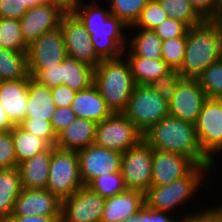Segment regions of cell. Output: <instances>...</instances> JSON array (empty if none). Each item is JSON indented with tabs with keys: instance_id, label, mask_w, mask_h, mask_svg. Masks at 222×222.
I'll use <instances>...</instances> for the list:
<instances>
[{
	"instance_id": "8fae6325",
	"label": "cell",
	"mask_w": 222,
	"mask_h": 222,
	"mask_svg": "<svg viewBox=\"0 0 222 222\" xmlns=\"http://www.w3.org/2000/svg\"><path fill=\"white\" fill-rule=\"evenodd\" d=\"M105 198L87 185L62 200L61 222H100Z\"/></svg>"
},
{
	"instance_id": "2e32d148",
	"label": "cell",
	"mask_w": 222,
	"mask_h": 222,
	"mask_svg": "<svg viewBox=\"0 0 222 222\" xmlns=\"http://www.w3.org/2000/svg\"><path fill=\"white\" fill-rule=\"evenodd\" d=\"M196 164L187 156L152 149L151 186H165L186 176Z\"/></svg>"
},
{
	"instance_id": "52a82bcc",
	"label": "cell",
	"mask_w": 222,
	"mask_h": 222,
	"mask_svg": "<svg viewBox=\"0 0 222 222\" xmlns=\"http://www.w3.org/2000/svg\"><path fill=\"white\" fill-rule=\"evenodd\" d=\"M82 186L77 152L52 146L46 189L62 201Z\"/></svg>"
},
{
	"instance_id": "e0dca14e",
	"label": "cell",
	"mask_w": 222,
	"mask_h": 222,
	"mask_svg": "<svg viewBox=\"0 0 222 222\" xmlns=\"http://www.w3.org/2000/svg\"><path fill=\"white\" fill-rule=\"evenodd\" d=\"M63 15L57 7L49 3L29 8L19 20L25 43L29 46L43 34L60 27Z\"/></svg>"
},
{
	"instance_id": "c3c4849f",
	"label": "cell",
	"mask_w": 222,
	"mask_h": 222,
	"mask_svg": "<svg viewBox=\"0 0 222 222\" xmlns=\"http://www.w3.org/2000/svg\"><path fill=\"white\" fill-rule=\"evenodd\" d=\"M192 7L204 20L217 19L216 0H189Z\"/></svg>"
},
{
	"instance_id": "f6af8a7d",
	"label": "cell",
	"mask_w": 222,
	"mask_h": 222,
	"mask_svg": "<svg viewBox=\"0 0 222 222\" xmlns=\"http://www.w3.org/2000/svg\"><path fill=\"white\" fill-rule=\"evenodd\" d=\"M28 11L22 0H0V18L20 20Z\"/></svg>"
},
{
	"instance_id": "8d00e7d4",
	"label": "cell",
	"mask_w": 222,
	"mask_h": 222,
	"mask_svg": "<svg viewBox=\"0 0 222 222\" xmlns=\"http://www.w3.org/2000/svg\"><path fill=\"white\" fill-rule=\"evenodd\" d=\"M168 17L165 10L160 6L157 0H150L142 9L136 22L130 26L154 30Z\"/></svg>"
},
{
	"instance_id": "484cf974",
	"label": "cell",
	"mask_w": 222,
	"mask_h": 222,
	"mask_svg": "<svg viewBox=\"0 0 222 222\" xmlns=\"http://www.w3.org/2000/svg\"><path fill=\"white\" fill-rule=\"evenodd\" d=\"M130 68L133 80L137 85H147L166 75L172 69L161 59H146L136 55H125Z\"/></svg>"
},
{
	"instance_id": "bcb514c9",
	"label": "cell",
	"mask_w": 222,
	"mask_h": 222,
	"mask_svg": "<svg viewBox=\"0 0 222 222\" xmlns=\"http://www.w3.org/2000/svg\"><path fill=\"white\" fill-rule=\"evenodd\" d=\"M76 118L71 107H56L51 124L56 135L69 126Z\"/></svg>"
},
{
	"instance_id": "7a4b0ae2",
	"label": "cell",
	"mask_w": 222,
	"mask_h": 222,
	"mask_svg": "<svg viewBox=\"0 0 222 222\" xmlns=\"http://www.w3.org/2000/svg\"><path fill=\"white\" fill-rule=\"evenodd\" d=\"M143 139L152 149L178 153L190 158L196 165L214 164L202 151L195 124L167 116L154 124L143 134Z\"/></svg>"
},
{
	"instance_id": "db71d44e",
	"label": "cell",
	"mask_w": 222,
	"mask_h": 222,
	"mask_svg": "<svg viewBox=\"0 0 222 222\" xmlns=\"http://www.w3.org/2000/svg\"><path fill=\"white\" fill-rule=\"evenodd\" d=\"M216 5H217V17L220 12H222V0H216Z\"/></svg>"
},
{
	"instance_id": "cb8c5ba5",
	"label": "cell",
	"mask_w": 222,
	"mask_h": 222,
	"mask_svg": "<svg viewBox=\"0 0 222 222\" xmlns=\"http://www.w3.org/2000/svg\"><path fill=\"white\" fill-rule=\"evenodd\" d=\"M56 109L51 88L41 85L28 76V101L25 119H45L51 121Z\"/></svg>"
},
{
	"instance_id": "e575fe53",
	"label": "cell",
	"mask_w": 222,
	"mask_h": 222,
	"mask_svg": "<svg viewBox=\"0 0 222 222\" xmlns=\"http://www.w3.org/2000/svg\"><path fill=\"white\" fill-rule=\"evenodd\" d=\"M87 186L103 198H109L127 190L121 171L100 175Z\"/></svg>"
},
{
	"instance_id": "5bb4252c",
	"label": "cell",
	"mask_w": 222,
	"mask_h": 222,
	"mask_svg": "<svg viewBox=\"0 0 222 222\" xmlns=\"http://www.w3.org/2000/svg\"><path fill=\"white\" fill-rule=\"evenodd\" d=\"M77 154L83 185H88L100 175L121 171L122 153L91 144Z\"/></svg>"
},
{
	"instance_id": "5b68a950",
	"label": "cell",
	"mask_w": 222,
	"mask_h": 222,
	"mask_svg": "<svg viewBox=\"0 0 222 222\" xmlns=\"http://www.w3.org/2000/svg\"><path fill=\"white\" fill-rule=\"evenodd\" d=\"M212 171L207 165H196L186 176L165 186H151L145 193V203L153 209L172 213L177 206L192 200L205 183V173ZM205 177V178H204ZM192 198L190 199V197Z\"/></svg>"
},
{
	"instance_id": "603a6c76",
	"label": "cell",
	"mask_w": 222,
	"mask_h": 222,
	"mask_svg": "<svg viewBox=\"0 0 222 222\" xmlns=\"http://www.w3.org/2000/svg\"><path fill=\"white\" fill-rule=\"evenodd\" d=\"M51 154L52 146L18 165L22 188H47Z\"/></svg>"
},
{
	"instance_id": "ac0fdd59",
	"label": "cell",
	"mask_w": 222,
	"mask_h": 222,
	"mask_svg": "<svg viewBox=\"0 0 222 222\" xmlns=\"http://www.w3.org/2000/svg\"><path fill=\"white\" fill-rule=\"evenodd\" d=\"M62 201L47 189L23 188L10 216H61Z\"/></svg>"
},
{
	"instance_id": "7402d4cb",
	"label": "cell",
	"mask_w": 222,
	"mask_h": 222,
	"mask_svg": "<svg viewBox=\"0 0 222 222\" xmlns=\"http://www.w3.org/2000/svg\"><path fill=\"white\" fill-rule=\"evenodd\" d=\"M70 107L77 118L96 123H100L113 114L94 84L85 90L78 91Z\"/></svg>"
},
{
	"instance_id": "ab89813d",
	"label": "cell",
	"mask_w": 222,
	"mask_h": 222,
	"mask_svg": "<svg viewBox=\"0 0 222 222\" xmlns=\"http://www.w3.org/2000/svg\"><path fill=\"white\" fill-rule=\"evenodd\" d=\"M190 27L178 20L167 17L158 27L153 31L162 40H168L176 37L187 36Z\"/></svg>"
},
{
	"instance_id": "9a60e30c",
	"label": "cell",
	"mask_w": 222,
	"mask_h": 222,
	"mask_svg": "<svg viewBox=\"0 0 222 222\" xmlns=\"http://www.w3.org/2000/svg\"><path fill=\"white\" fill-rule=\"evenodd\" d=\"M206 99V94L197 79L183 78L168 103L169 115L195 124Z\"/></svg>"
},
{
	"instance_id": "1f68e13d",
	"label": "cell",
	"mask_w": 222,
	"mask_h": 222,
	"mask_svg": "<svg viewBox=\"0 0 222 222\" xmlns=\"http://www.w3.org/2000/svg\"><path fill=\"white\" fill-rule=\"evenodd\" d=\"M168 17L181 21L189 27L201 24L204 19L192 7L189 0H157Z\"/></svg>"
},
{
	"instance_id": "6da1fadb",
	"label": "cell",
	"mask_w": 222,
	"mask_h": 222,
	"mask_svg": "<svg viewBox=\"0 0 222 222\" xmlns=\"http://www.w3.org/2000/svg\"><path fill=\"white\" fill-rule=\"evenodd\" d=\"M94 1L84 2L73 14L85 26L95 52L102 60L119 58L127 47L129 36L123 32L128 26Z\"/></svg>"
},
{
	"instance_id": "d590c367",
	"label": "cell",
	"mask_w": 222,
	"mask_h": 222,
	"mask_svg": "<svg viewBox=\"0 0 222 222\" xmlns=\"http://www.w3.org/2000/svg\"><path fill=\"white\" fill-rule=\"evenodd\" d=\"M186 49V36L162 41L161 58L172 70H179Z\"/></svg>"
},
{
	"instance_id": "30bf717a",
	"label": "cell",
	"mask_w": 222,
	"mask_h": 222,
	"mask_svg": "<svg viewBox=\"0 0 222 222\" xmlns=\"http://www.w3.org/2000/svg\"><path fill=\"white\" fill-rule=\"evenodd\" d=\"M195 129L203 153L215 163L213 155L222 152V99H206Z\"/></svg>"
},
{
	"instance_id": "4fadbf2b",
	"label": "cell",
	"mask_w": 222,
	"mask_h": 222,
	"mask_svg": "<svg viewBox=\"0 0 222 222\" xmlns=\"http://www.w3.org/2000/svg\"><path fill=\"white\" fill-rule=\"evenodd\" d=\"M67 57L60 27L49 31L28 46V70H42L60 64Z\"/></svg>"
},
{
	"instance_id": "8992f818",
	"label": "cell",
	"mask_w": 222,
	"mask_h": 222,
	"mask_svg": "<svg viewBox=\"0 0 222 222\" xmlns=\"http://www.w3.org/2000/svg\"><path fill=\"white\" fill-rule=\"evenodd\" d=\"M123 114L144 134L158 121L169 116V107L161 94L149 84H136Z\"/></svg>"
},
{
	"instance_id": "74e56055",
	"label": "cell",
	"mask_w": 222,
	"mask_h": 222,
	"mask_svg": "<svg viewBox=\"0 0 222 222\" xmlns=\"http://www.w3.org/2000/svg\"><path fill=\"white\" fill-rule=\"evenodd\" d=\"M182 79L183 77L178 70H171L166 75L152 81L149 85L169 103L173 98L177 85Z\"/></svg>"
},
{
	"instance_id": "b9f144b4",
	"label": "cell",
	"mask_w": 222,
	"mask_h": 222,
	"mask_svg": "<svg viewBox=\"0 0 222 222\" xmlns=\"http://www.w3.org/2000/svg\"><path fill=\"white\" fill-rule=\"evenodd\" d=\"M172 214L173 213L170 215V212L153 209L144 203L139 211L131 218V222H181V219H178L179 217H176V219Z\"/></svg>"
},
{
	"instance_id": "f546056e",
	"label": "cell",
	"mask_w": 222,
	"mask_h": 222,
	"mask_svg": "<svg viewBox=\"0 0 222 222\" xmlns=\"http://www.w3.org/2000/svg\"><path fill=\"white\" fill-rule=\"evenodd\" d=\"M28 76L27 52L0 48V79L9 81L24 79Z\"/></svg>"
},
{
	"instance_id": "7bdbcfd3",
	"label": "cell",
	"mask_w": 222,
	"mask_h": 222,
	"mask_svg": "<svg viewBox=\"0 0 222 222\" xmlns=\"http://www.w3.org/2000/svg\"><path fill=\"white\" fill-rule=\"evenodd\" d=\"M28 72L41 85L49 88L61 85V63L42 70H28Z\"/></svg>"
},
{
	"instance_id": "816d5d0a",
	"label": "cell",
	"mask_w": 222,
	"mask_h": 222,
	"mask_svg": "<svg viewBox=\"0 0 222 222\" xmlns=\"http://www.w3.org/2000/svg\"><path fill=\"white\" fill-rule=\"evenodd\" d=\"M15 125L8 118L7 113L0 104V132L10 131Z\"/></svg>"
},
{
	"instance_id": "4dcf8cb0",
	"label": "cell",
	"mask_w": 222,
	"mask_h": 222,
	"mask_svg": "<svg viewBox=\"0 0 222 222\" xmlns=\"http://www.w3.org/2000/svg\"><path fill=\"white\" fill-rule=\"evenodd\" d=\"M0 48L16 52L28 51V45L23 40L19 20L0 18Z\"/></svg>"
},
{
	"instance_id": "f5cc1de1",
	"label": "cell",
	"mask_w": 222,
	"mask_h": 222,
	"mask_svg": "<svg viewBox=\"0 0 222 222\" xmlns=\"http://www.w3.org/2000/svg\"><path fill=\"white\" fill-rule=\"evenodd\" d=\"M23 4H25L28 9L29 8H32V7H35V6H38L40 4H43L45 3V0H22Z\"/></svg>"
},
{
	"instance_id": "3957f363",
	"label": "cell",
	"mask_w": 222,
	"mask_h": 222,
	"mask_svg": "<svg viewBox=\"0 0 222 222\" xmlns=\"http://www.w3.org/2000/svg\"><path fill=\"white\" fill-rule=\"evenodd\" d=\"M221 58V27L216 20H204L188 29L185 54L178 72L184 79H197L210 64Z\"/></svg>"
},
{
	"instance_id": "44dd1931",
	"label": "cell",
	"mask_w": 222,
	"mask_h": 222,
	"mask_svg": "<svg viewBox=\"0 0 222 222\" xmlns=\"http://www.w3.org/2000/svg\"><path fill=\"white\" fill-rule=\"evenodd\" d=\"M97 123L84 118L74 121L57 135L55 147L79 151L94 144Z\"/></svg>"
},
{
	"instance_id": "60d3db41",
	"label": "cell",
	"mask_w": 222,
	"mask_h": 222,
	"mask_svg": "<svg viewBox=\"0 0 222 222\" xmlns=\"http://www.w3.org/2000/svg\"><path fill=\"white\" fill-rule=\"evenodd\" d=\"M16 167L17 160L11 131L0 132V169H13Z\"/></svg>"
},
{
	"instance_id": "9f6ffc18",
	"label": "cell",
	"mask_w": 222,
	"mask_h": 222,
	"mask_svg": "<svg viewBox=\"0 0 222 222\" xmlns=\"http://www.w3.org/2000/svg\"><path fill=\"white\" fill-rule=\"evenodd\" d=\"M120 222H131V220L125 219V220H122V221H120Z\"/></svg>"
},
{
	"instance_id": "836d02e7",
	"label": "cell",
	"mask_w": 222,
	"mask_h": 222,
	"mask_svg": "<svg viewBox=\"0 0 222 222\" xmlns=\"http://www.w3.org/2000/svg\"><path fill=\"white\" fill-rule=\"evenodd\" d=\"M197 80L207 98L222 99V58L210 64Z\"/></svg>"
},
{
	"instance_id": "11a10c76",
	"label": "cell",
	"mask_w": 222,
	"mask_h": 222,
	"mask_svg": "<svg viewBox=\"0 0 222 222\" xmlns=\"http://www.w3.org/2000/svg\"><path fill=\"white\" fill-rule=\"evenodd\" d=\"M216 21L219 23L221 30H222V12L219 13Z\"/></svg>"
},
{
	"instance_id": "ffe728a7",
	"label": "cell",
	"mask_w": 222,
	"mask_h": 222,
	"mask_svg": "<svg viewBox=\"0 0 222 222\" xmlns=\"http://www.w3.org/2000/svg\"><path fill=\"white\" fill-rule=\"evenodd\" d=\"M145 203V194L139 190L126 191L105 198V206L100 222H120L131 220Z\"/></svg>"
},
{
	"instance_id": "ee69618b",
	"label": "cell",
	"mask_w": 222,
	"mask_h": 222,
	"mask_svg": "<svg viewBox=\"0 0 222 222\" xmlns=\"http://www.w3.org/2000/svg\"><path fill=\"white\" fill-rule=\"evenodd\" d=\"M181 222H222V204L192 212L181 217Z\"/></svg>"
},
{
	"instance_id": "f35d334b",
	"label": "cell",
	"mask_w": 222,
	"mask_h": 222,
	"mask_svg": "<svg viewBox=\"0 0 222 222\" xmlns=\"http://www.w3.org/2000/svg\"><path fill=\"white\" fill-rule=\"evenodd\" d=\"M19 126L25 131L46 140L51 146H55L57 135L53 130L51 121L45 119H24Z\"/></svg>"
},
{
	"instance_id": "9c48e42d",
	"label": "cell",
	"mask_w": 222,
	"mask_h": 222,
	"mask_svg": "<svg viewBox=\"0 0 222 222\" xmlns=\"http://www.w3.org/2000/svg\"><path fill=\"white\" fill-rule=\"evenodd\" d=\"M121 174L127 189L145 194L151 187L152 148L144 139L122 153Z\"/></svg>"
},
{
	"instance_id": "d6986e66",
	"label": "cell",
	"mask_w": 222,
	"mask_h": 222,
	"mask_svg": "<svg viewBox=\"0 0 222 222\" xmlns=\"http://www.w3.org/2000/svg\"><path fill=\"white\" fill-rule=\"evenodd\" d=\"M28 77L2 81L0 84V104L14 125H19L27 112Z\"/></svg>"
},
{
	"instance_id": "4316f807",
	"label": "cell",
	"mask_w": 222,
	"mask_h": 222,
	"mask_svg": "<svg viewBox=\"0 0 222 222\" xmlns=\"http://www.w3.org/2000/svg\"><path fill=\"white\" fill-rule=\"evenodd\" d=\"M137 29L133 37L127 39V47L123 55H136L146 59H161L162 40L153 30L128 27ZM129 45V46H128ZM128 49V50H127ZM128 53H127V52Z\"/></svg>"
},
{
	"instance_id": "83f0119b",
	"label": "cell",
	"mask_w": 222,
	"mask_h": 222,
	"mask_svg": "<svg viewBox=\"0 0 222 222\" xmlns=\"http://www.w3.org/2000/svg\"><path fill=\"white\" fill-rule=\"evenodd\" d=\"M94 83V69L67 56L61 62V84L75 91L89 88Z\"/></svg>"
},
{
	"instance_id": "277c9868",
	"label": "cell",
	"mask_w": 222,
	"mask_h": 222,
	"mask_svg": "<svg viewBox=\"0 0 222 222\" xmlns=\"http://www.w3.org/2000/svg\"><path fill=\"white\" fill-rule=\"evenodd\" d=\"M112 113H123L135 87L131 68L123 56L103 59L94 69L93 83Z\"/></svg>"
},
{
	"instance_id": "ba28073f",
	"label": "cell",
	"mask_w": 222,
	"mask_h": 222,
	"mask_svg": "<svg viewBox=\"0 0 222 222\" xmlns=\"http://www.w3.org/2000/svg\"><path fill=\"white\" fill-rule=\"evenodd\" d=\"M142 139L143 134L123 113H113L97 123L94 144L123 153Z\"/></svg>"
},
{
	"instance_id": "d6a6232c",
	"label": "cell",
	"mask_w": 222,
	"mask_h": 222,
	"mask_svg": "<svg viewBox=\"0 0 222 222\" xmlns=\"http://www.w3.org/2000/svg\"><path fill=\"white\" fill-rule=\"evenodd\" d=\"M107 0H105L106 2ZM150 0H108L107 7L112 15H115L128 27L138 19L142 9Z\"/></svg>"
},
{
	"instance_id": "f1b7e54d",
	"label": "cell",
	"mask_w": 222,
	"mask_h": 222,
	"mask_svg": "<svg viewBox=\"0 0 222 222\" xmlns=\"http://www.w3.org/2000/svg\"><path fill=\"white\" fill-rule=\"evenodd\" d=\"M10 131L14 143L17 167L25 160L51 147L46 140L25 131L19 125H15Z\"/></svg>"
},
{
	"instance_id": "7dc6e473",
	"label": "cell",
	"mask_w": 222,
	"mask_h": 222,
	"mask_svg": "<svg viewBox=\"0 0 222 222\" xmlns=\"http://www.w3.org/2000/svg\"><path fill=\"white\" fill-rule=\"evenodd\" d=\"M77 91L66 85H58L51 88V95L56 107H70Z\"/></svg>"
},
{
	"instance_id": "d4e9b609",
	"label": "cell",
	"mask_w": 222,
	"mask_h": 222,
	"mask_svg": "<svg viewBox=\"0 0 222 222\" xmlns=\"http://www.w3.org/2000/svg\"><path fill=\"white\" fill-rule=\"evenodd\" d=\"M22 189L18 167L0 169V222H6L10 217Z\"/></svg>"
},
{
	"instance_id": "7c38bea8",
	"label": "cell",
	"mask_w": 222,
	"mask_h": 222,
	"mask_svg": "<svg viewBox=\"0 0 222 222\" xmlns=\"http://www.w3.org/2000/svg\"><path fill=\"white\" fill-rule=\"evenodd\" d=\"M60 28L63 32L67 56L95 69L102 59L96 54L85 26L74 14H64L60 21Z\"/></svg>"
},
{
	"instance_id": "f907efd6",
	"label": "cell",
	"mask_w": 222,
	"mask_h": 222,
	"mask_svg": "<svg viewBox=\"0 0 222 222\" xmlns=\"http://www.w3.org/2000/svg\"><path fill=\"white\" fill-rule=\"evenodd\" d=\"M6 222H61V216H10Z\"/></svg>"
},
{
	"instance_id": "681fc988",
	"label": "cell",
	"mask_w": 222,
	"mask_h": 222,
	"mask_svg": "<svg viewBox=\"0 0 222 222\" xmlns=\"http://www.w3.org/2000/svg\"><path fill=\"white\" fill-rule=\"evenodd\" d=\"M57 7L63 14H73L83 3V0H45Z\"/></svg>"
}]
</instances>
